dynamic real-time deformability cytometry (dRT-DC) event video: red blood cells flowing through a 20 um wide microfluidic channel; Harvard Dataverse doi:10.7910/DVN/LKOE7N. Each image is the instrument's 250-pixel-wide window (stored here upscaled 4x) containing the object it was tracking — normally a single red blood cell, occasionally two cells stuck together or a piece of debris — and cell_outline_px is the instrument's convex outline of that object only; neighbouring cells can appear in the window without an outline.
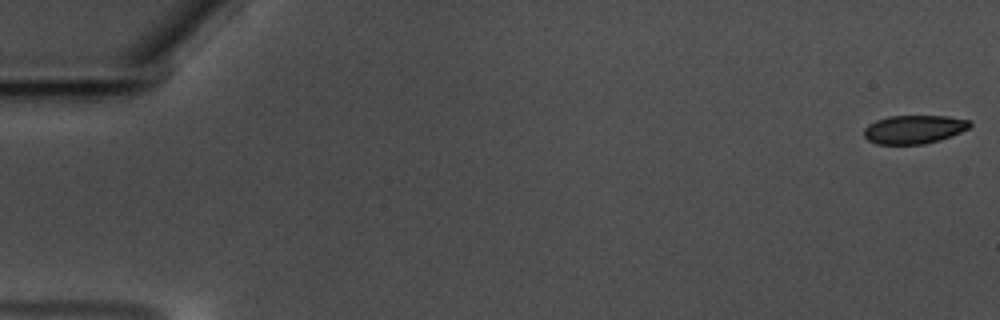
{"species": "common noctule bat (a hibernating species)", "species_latin": "Nyctalus noctula", "temperature_condition": "warm", "stored_images_in_passage": 59, "camera_frame_rate_fps": 3000, "um_per_image_px": 0.085, "animal": {"sex": "male", "body_mass_g": 17.5, "forearm_length_mm": 52.3}, "frame": {"image": 1, "passage_image": 1, "time_ms": 0.0, "image_size_px": [1000, 320], "cell_outline_px": [[972, 124], [968, 128], [960, 132], [940, 140], [924, 144], [876, 144], [868, 140], [864, 136], [864, 128], [868, 124], [876, 120], [888, 116], [948, 116], [968, 120]], "centroid_in_image_um": [77.66, 10.99], "position_along_channel_um": 7.3, "area_um2": 17.57}}
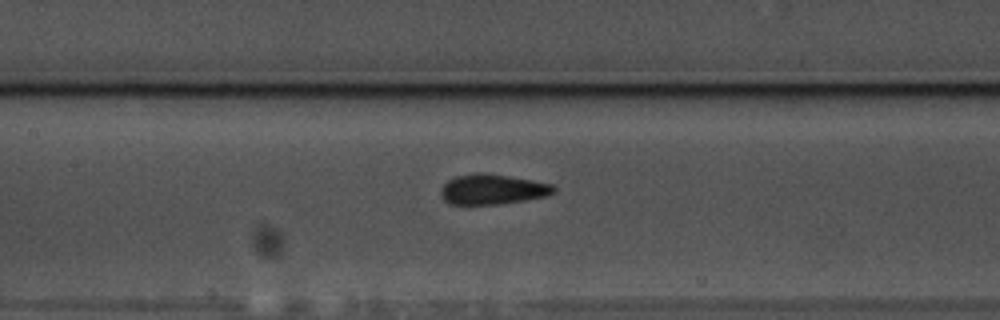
{"frame": {"image": 2, "passage_image": 28, "time_ms": 9.0, "image_size_px": [1000, 320], "cell_outline_px": [[556, 192], [548, 196], [528, 200], [500, 204], [448, 204], [440, 196], [440, 188], [448, 180], [456, 176], [476, 172], [484, 172], [532, 180], [552, 184], [556, 188]], "centroid_in_image_um": [41.86, 16.09], "position_along_channel_um": 165.5, "area_um2": 20.17}}
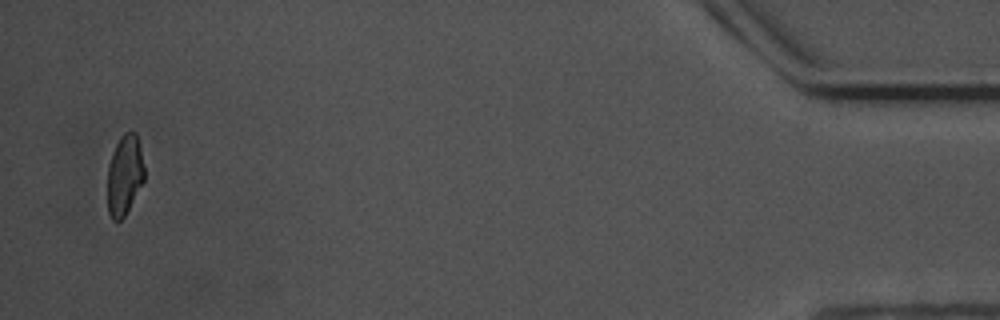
{"frame": {"image": 3, "passage_image": 57, "time_ms": 18.667, "image_size_px": [1000, 320], "cell_outline_px": [[144, 180], [124, 216], [120, 220], [112, 220], [108, 212], [108, 164], [112, 152], [120, 136], [124, 132], [136, 132], [140, 148], [144, 168]], "centroid_in_image_um": [10.57, 14.85], "position_along_channel_um": 424.6, "area_um2": 17.05}, "authors_computed_cell_mechanics": {"area_um2": 19.1896, "velocity_mm_per_s": 3.5303, "shape_relaxation_time_tau1_ms": 3.4274, "shape_relaxation_time_tau2_ms": 1.2311, "deformation_change_tau1": 0.091, "deformation_change_tau2": 0.0491}}